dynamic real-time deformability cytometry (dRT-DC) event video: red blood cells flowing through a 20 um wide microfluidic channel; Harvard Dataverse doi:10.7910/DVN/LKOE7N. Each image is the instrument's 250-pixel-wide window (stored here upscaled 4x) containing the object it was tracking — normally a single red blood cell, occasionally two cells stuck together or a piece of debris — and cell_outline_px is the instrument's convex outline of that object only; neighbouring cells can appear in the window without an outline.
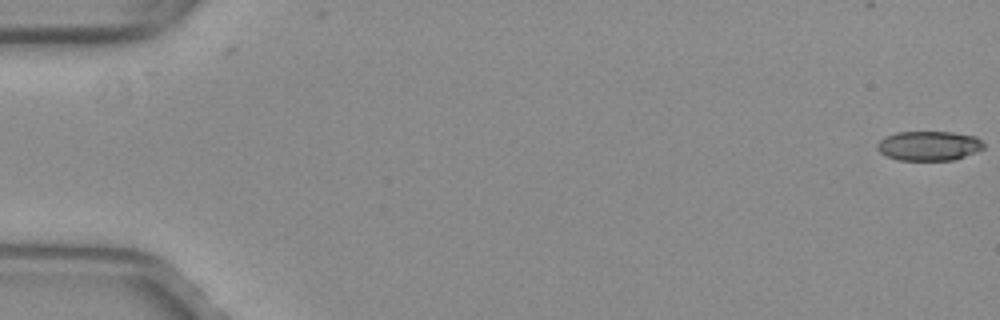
{"species": "common noctule bat (a hibernating species)", "species_latin": "Nyctalus noctula", "temperature_condition": "warm", "stored_images_in_passage": 18, "camera_frame_rate_fps": 3000, "um_per_image_px": 0.085, "animal": {"sex": "female", "body_mass_g": 29.2, "forearm_length_mm": 56.3}, "frame": {"image": 1, "passage_image": 1, "time_ms": 0.0, "image_size_px": [1000, 320], "cell_outline_px": [[984, 148], [976, 152], [952, 160], [900, 160], [888, 156], [880, 152], [876, 148], [876, 144], [884, 136], [896, 132], [952, 132], [976, 136], [984, 144]], "centroid_in_image_um": [78.94, 12.38], "position_along_channel_um": 6.1, "area_um2": 18.32}}
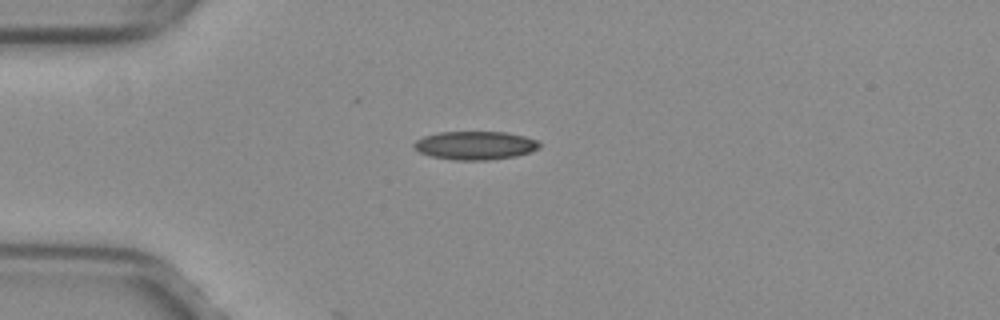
{"frame": {"image": 2, "passage_image": 15, "time_ms": 4.667, "image_size_px": [1000, 320], "cell_outline_px": [[540, 148], [516, 156], [488, 160], [452, 160], [432, 156], [420, 152], [412, 144], [416, 140], [424, 136], [436, 132], [508, 132], [524, 136], [536, 140], [540, 144]], "centroid_in_image_um": [40.38, 12.35], "position_along_channel_um": 44.6, "area_um2": 20.75}}